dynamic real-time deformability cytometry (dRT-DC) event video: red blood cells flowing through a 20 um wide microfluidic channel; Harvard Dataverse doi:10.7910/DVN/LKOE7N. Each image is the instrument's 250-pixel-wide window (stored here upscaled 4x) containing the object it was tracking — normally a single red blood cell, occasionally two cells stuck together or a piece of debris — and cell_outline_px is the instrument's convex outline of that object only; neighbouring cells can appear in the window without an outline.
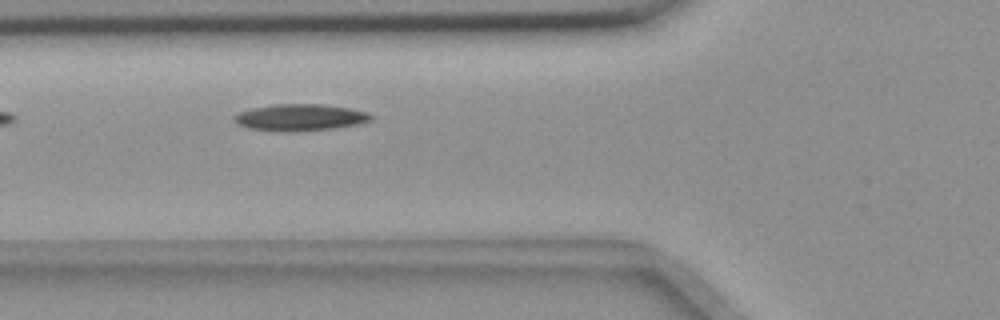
{"species": "common noctule bat (a hibernating species)", "species_latin": "Nyctalus noctula", "temperature_condition": "room temperature", "stored_images_in_passage": 4, "camera_frame_rate_fps": 3000, "um_per_image_px": 0.085, "animal": {"sex": "female", "body_mass_g": 18.4}, "frame": {"image": 1, "passage_image": 4, "time_ms": 3.333, "image_size_px": [1000, 320], "cell_outline_px": [[376, 116], [372, 120], [360, 124], [336, 128], [296, 132], [280, 132], [248, 128], [232, 120], [232, 116], [236, 112], [252, 108], [276, 104], [324, 104], [352, 108], [372, 112]], "centroid_in_image_um": [25.58, 9.98], "position_along_channel_um": 100.2, "area_um2": 21.96}}